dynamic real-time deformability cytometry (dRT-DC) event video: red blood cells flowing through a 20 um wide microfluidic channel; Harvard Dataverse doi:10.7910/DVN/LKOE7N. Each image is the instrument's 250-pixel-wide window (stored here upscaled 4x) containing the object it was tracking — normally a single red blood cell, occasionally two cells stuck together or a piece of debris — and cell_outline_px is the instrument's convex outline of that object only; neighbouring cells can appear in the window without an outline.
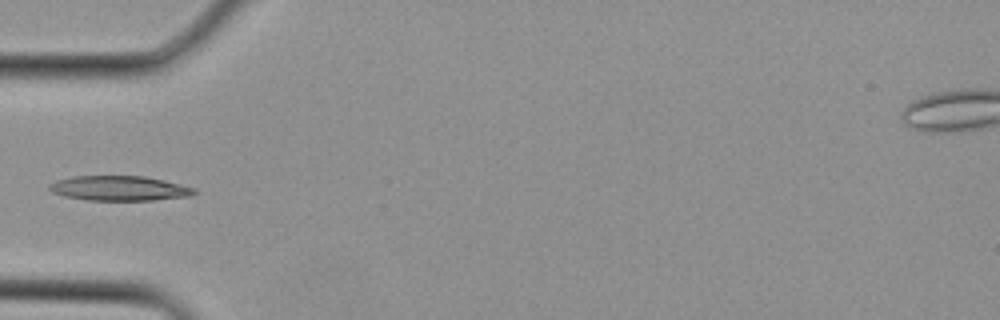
{"species": "Egyptian fruit bat (a non-hibernating species)", "species_latin": "Rousettus aegyptiacus", "temperature_condition": "cold", "stored_images_in_passage": 1, "camera_frame_rate_fps": 3000, "um_per_image_px": 0.085, "animal": {"sex": "female"}, "frame": {"image": 1, "passage_image": 1, "time_ms": 0.0, "image_size_px": [1000, 320], "cell_outline_px": [[196, 192], [192, 196], [152, 200], [88, 200], [64, 196], [52, 192], [48, 188], [48, 184], [56, 180], [72, 176], [144, 176], [164, 180], [196, 188]], "centroid_in_image_um": [10.14, 16.0], "position_along_channel_um": 74.9, "area_um2": 21.04}}